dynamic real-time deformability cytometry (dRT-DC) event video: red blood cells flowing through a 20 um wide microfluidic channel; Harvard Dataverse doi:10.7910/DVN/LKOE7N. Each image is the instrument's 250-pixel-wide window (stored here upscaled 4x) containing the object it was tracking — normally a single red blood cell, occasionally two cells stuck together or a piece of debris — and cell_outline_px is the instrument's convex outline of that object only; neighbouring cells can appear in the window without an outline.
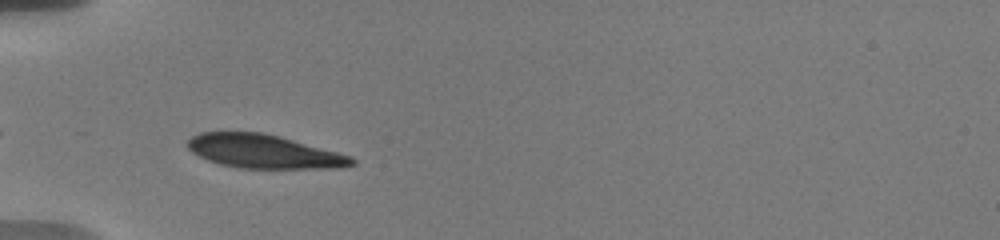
{"species": "human", "species_latin": "Homo sapiens", "temperature_condition": "warm", "stored_images_in_passage": 5, "camera_frame_rate_fps": 3000, "um_per_image_px": 0.085, "donor": {"sex": "male"}, "frame": {"image": 1, "passage_image": 4, "time_ms": 2.667, "image_size_px": [1000, 240], "cell_outline_px": [[356, 164], [340, 168], [236, 168], [220, 164], [208, 160], [192, 152], [184, 144], [192, 136], [200, 132], [264, 132], [280, 136], [352, 156], [356, 160]], "centroid_in_image_um": [22.42, 12.87], "position_along_channel_um": 62.6, "area_um2": 32.37}}